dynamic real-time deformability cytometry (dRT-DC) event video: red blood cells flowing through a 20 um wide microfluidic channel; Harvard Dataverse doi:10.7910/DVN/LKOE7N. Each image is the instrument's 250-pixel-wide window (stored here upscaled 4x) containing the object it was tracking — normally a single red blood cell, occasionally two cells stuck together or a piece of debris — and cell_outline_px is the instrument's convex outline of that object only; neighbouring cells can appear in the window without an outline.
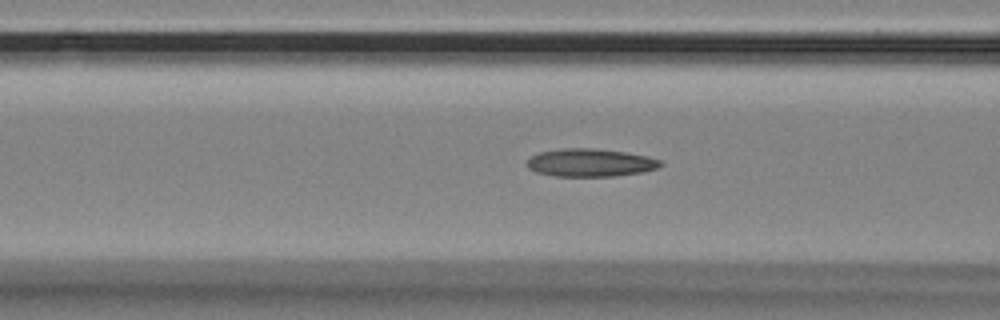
{"species": "Egyptian fruit bat (a non-hibernating species)", "species_latin": "Rousettus aegyptiacus", "temperature_condition": "room temperature", "stored_images_in_passage": 41, "camera_frame_rate_fps": 3000, "um_per_image_px": 0.085, "animal": {"sex": "female"}, "frame": {"image": 1, "passage_image": 6, "time_ms": 1.667, "image_size_px": [1000, 320], "cell_outline_px": [[664, 164], [656, 168], [644, 172], [616, 176], [556, 176], [536, 172], [528, 168], [528, 160], [532, 156], [540, 152], [560, 148], [592, 148], [624, 152], [648, 156], [660, 160]], "centroid_in_image_um": [50.2, 13.83], "position_along_channel_um": 116.4, "area_um2": 21.68}}
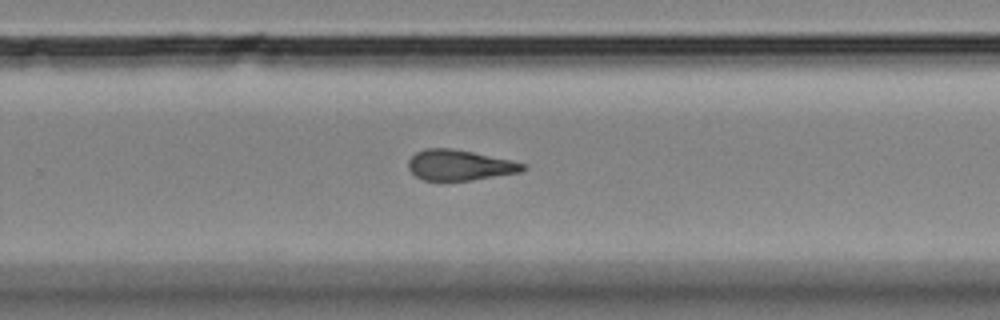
{"frame": {"image": 2, "passage_image": 21, "time_ms": 6.667, "image_size_px": [1000, 320], "cell_outline_px": [[528, 168], [520, 172], [472, 180], [424, 180], [416, 176], [408, 168], [408, 160], [416, 152], [424, 148], [452, 148], [512, 160], [528, 164]], "centroid_in_image_um": [39.09, 14.03], "position_along_channel_um": 290.7, "area_um2": 20.4}}
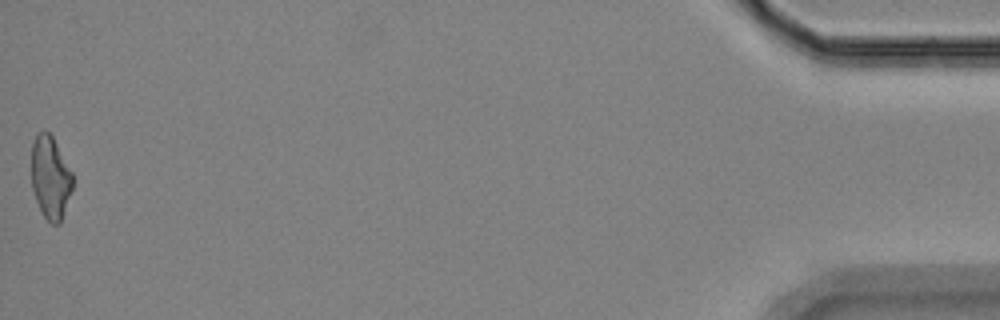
{"frame": {"image": 3, "passage_image": 41, "time_ms": 13.333, "image_size_px": [1000, 320], "cell_outline_px": [[72, 188], [60, 224], [52, 224], [44, 216], [36, 200], [32, 188], [32, 144], [36, 136], [40, 132], [48, 132], [52, 136], [72, 172]], "centroid_in_image_um": [4.28, 15.1], "position_along_channel_um": 430.9, "area_um2": 19.48}, "authors_computed_cell_mechanics": {"area_um2": 20.9236, "velocity_mm_per_s": 3.4909, "shape_relaxation_time_tau1_ms": 8.118, "shape_relaxation_time_tau2_ms": 3.1354, "deformation_change_tau1": 0.2102, "deformation_change_tau2": 0.1348}}